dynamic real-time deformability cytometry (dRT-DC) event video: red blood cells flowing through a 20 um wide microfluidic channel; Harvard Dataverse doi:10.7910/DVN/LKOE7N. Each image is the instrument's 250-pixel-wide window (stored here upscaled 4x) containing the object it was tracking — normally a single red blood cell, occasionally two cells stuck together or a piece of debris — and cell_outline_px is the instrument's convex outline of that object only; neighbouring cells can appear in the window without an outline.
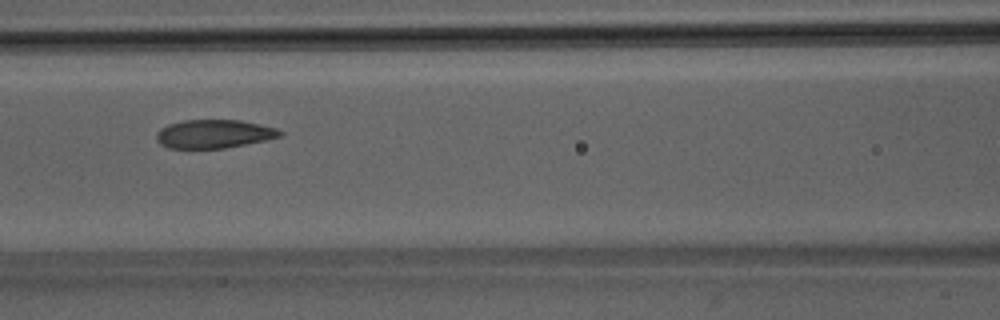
{"species": "Egyptian fruit bat (a non-hibernating species)", "species_latin": "Rousettus aegyptiacus", "temperature_condition": "room temperature", "stored_images_in_passage": 5, "camera_frame_rate_fps": 3000, "um_per_image_px": 0.085, "animal": {"sex": "male"}, "frame": {"image": 1, "passage_image": 5, "time_ms": 4.333, "image_size_px": [1000, 320], "cell_outline_px": [[284, 136], [224, 148], [168, 148], [160, 144], [156, 140], [156, 132], [160, 128], [168, 124], [184, 120], [240, 120], [276, 128], [284, 132]], "centroid_in_image_um": [18.16, 11.38], "position_along_channel_um": 148.4, "area_um2": 20.52}}